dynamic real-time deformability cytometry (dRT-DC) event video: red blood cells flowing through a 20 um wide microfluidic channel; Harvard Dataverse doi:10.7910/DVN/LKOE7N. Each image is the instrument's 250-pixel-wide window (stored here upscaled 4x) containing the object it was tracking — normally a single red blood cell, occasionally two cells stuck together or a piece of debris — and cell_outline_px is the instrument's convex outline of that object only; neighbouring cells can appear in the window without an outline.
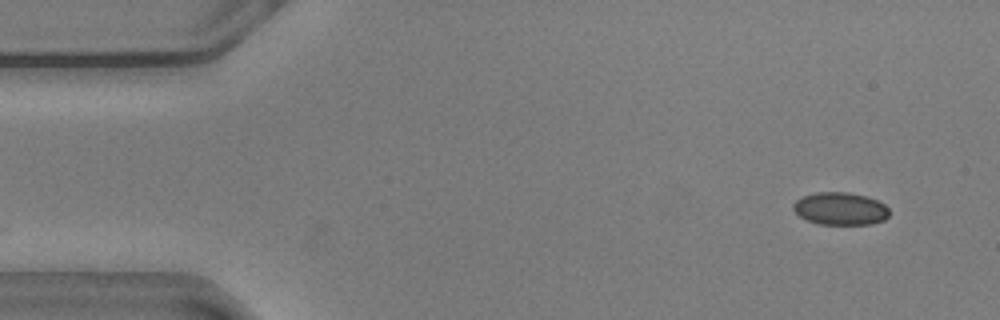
{"species": "common noctule bat (a hibernating species)", "species_latin": "Nyctalus noctula", "temperature_condition": "warm", "stored_images_in_passage": 53, "camera_frame_rate_fps": 3000, "um_per_image_px": 0.085, "animal": {"sex": "male", "body_mass_g": 20.5, "forearm_length_mm": 52.5}, "frame": {"image": 1, "passage_image": 1, "time_ms": 0.0, "image_size_px": [1000, 320], "cell_outline_px": [[888, 216], [884, 220], [872, 224], [820, 224], [808, 220], [800, 216], [792, 208], [792, 204], [796, 200], [804, 196], [816, 192], [848, 192], [868, 196], [884, 204], [888, 208]], "centroid_in_image_um": [71.43, 17.73], "position_along_channel_um": 13.6, "area_um2": 18.21}}
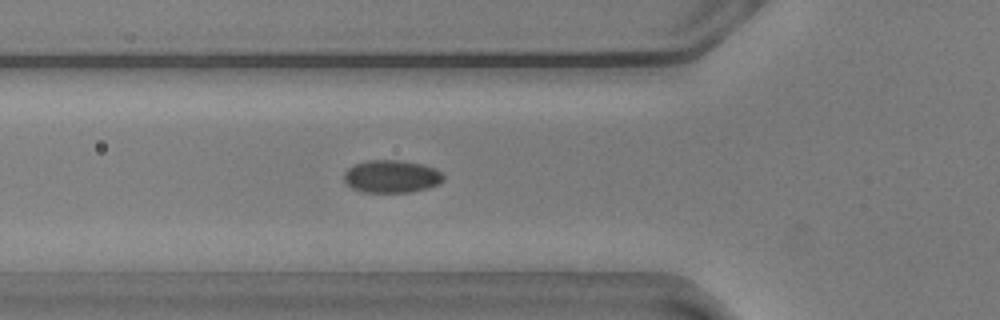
{"frame": {"image": 2, "passage_image": 16, "time_ms": 5.0, "image_size_px": [1000, 320], "cell_outline_px": [[444, 180], [440, 184], [428, 188], [412, 192], [360, 192], [352, 188], [344, 180], [344, 172], [348, 168], [356, 164], [368, 160], [400, 160], [424, 164], [436, 168], [444, 176]], "centroid_in_image_um": [33.31, 15.0], "position_along_channel_um": 92.5, "area_um2": 19.13}}
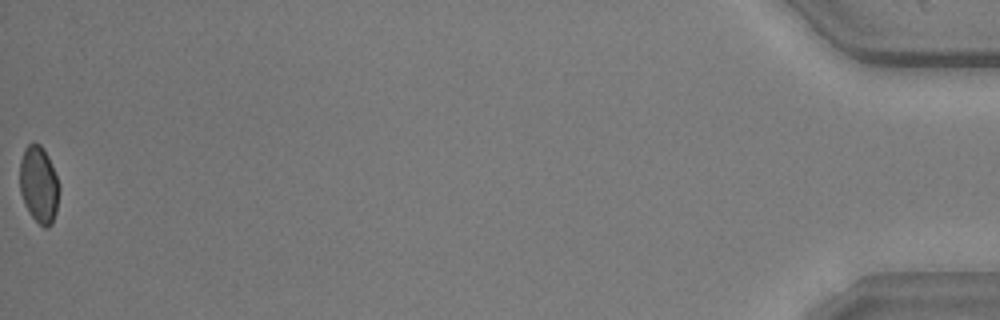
{"frame": {"image": 3, "passage_image": 53, "time_ms": 17.333, "image_size_px": [1000, 320], "cell_outline_px": [[60, 188], [56, 212], [52, 224], [48, 228], [44, 228], [28, 212], [24, 204], [20, 192], [20, 160], [24, 148], [32, 140], [40, 144], [44, 148], [48, 156], [60, 184]], "centroid_in_image_um": [3.31, 15.66], "position_along_channel_um": 431.9, "area_um2": 18.03}, "authors_computed_cell_mechanics": {"area_um2": 18.5538, "velocity_mm_per_s": 3.6086, "shape_relaxation_time_tau1_ms": 3.9194, "shape_relaxation_time_tau2_ms": null, "deformation_change_tau1": 0.0734, "deformation_change_tau2": null}}